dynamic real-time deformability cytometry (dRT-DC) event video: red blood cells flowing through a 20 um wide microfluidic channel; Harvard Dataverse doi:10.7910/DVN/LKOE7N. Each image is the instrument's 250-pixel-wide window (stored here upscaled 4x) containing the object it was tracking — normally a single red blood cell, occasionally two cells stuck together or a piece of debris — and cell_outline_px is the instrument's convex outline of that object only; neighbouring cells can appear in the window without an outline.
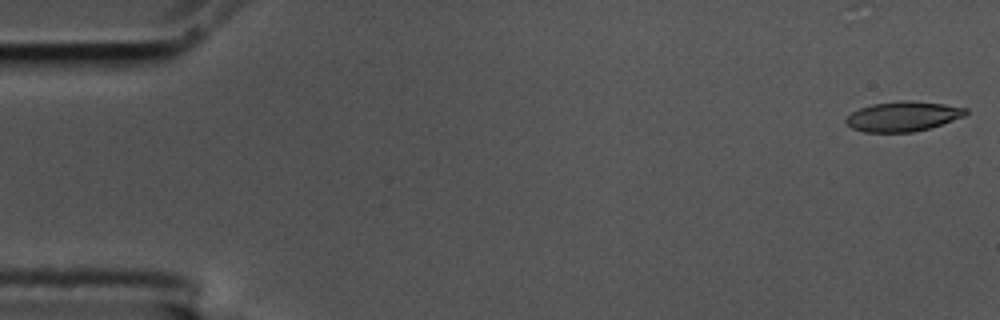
{"species": "common noctule bat (a hibernating species)", "species_latin": "Nyctalus noctula", "temperature_condition": "cold", "stored_images_in_passage": 17, "camera_frame_rate_fps": 3000, "um_per_image_px": 0.085, "animal": {"sex": "male", "body_mass_g": 17.5, "forearm_length_mm": 52.3}, "frame": {"image": 1, "passage_image": 1, "time_ms": 0.0, "image_size_px": [1000, 320], "cell_outline_px": [[968, 112], [964, 116], [928, 128], [912, 132], [864, 132], [852, 128], [844, 120], [852, 112], [860, 108], [872, 104], [900, 100], [908, 100], [944, 104], [968, 108]], "centroid_in_image_um": [76.74, 9.88], "position_along_channel_um": 8.3, "area_um2": 20.69}}
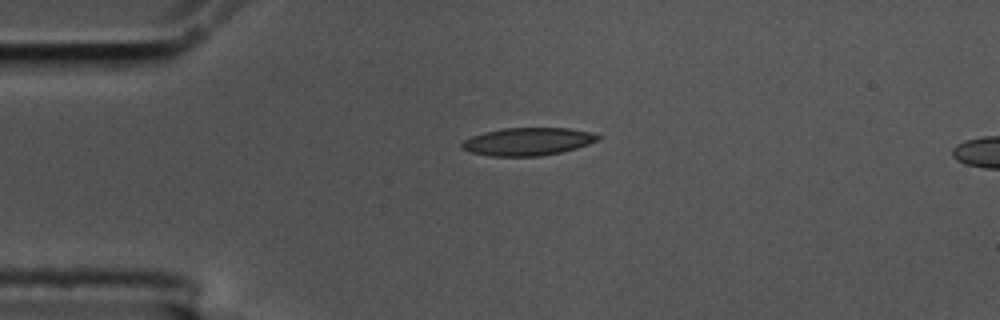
{"frame": {"image": 2, "passage_image": 13, "time_ms": 4.0, "image_size_px": [1000, 320], "cell_outline_px": [[600, 140], [576, 148], [560, 152], [540, 156], [492, 156], [472, 152], [460, 148], [460, 144], [464, 140], [472, 136], [484, 132], [504, 128], [568, 128], [592, 132], [600, 136]], "centroid_in_image_um": [44.86, 12.03], "position_along_channel_um": 40.1, "area_um2": 21.96}}